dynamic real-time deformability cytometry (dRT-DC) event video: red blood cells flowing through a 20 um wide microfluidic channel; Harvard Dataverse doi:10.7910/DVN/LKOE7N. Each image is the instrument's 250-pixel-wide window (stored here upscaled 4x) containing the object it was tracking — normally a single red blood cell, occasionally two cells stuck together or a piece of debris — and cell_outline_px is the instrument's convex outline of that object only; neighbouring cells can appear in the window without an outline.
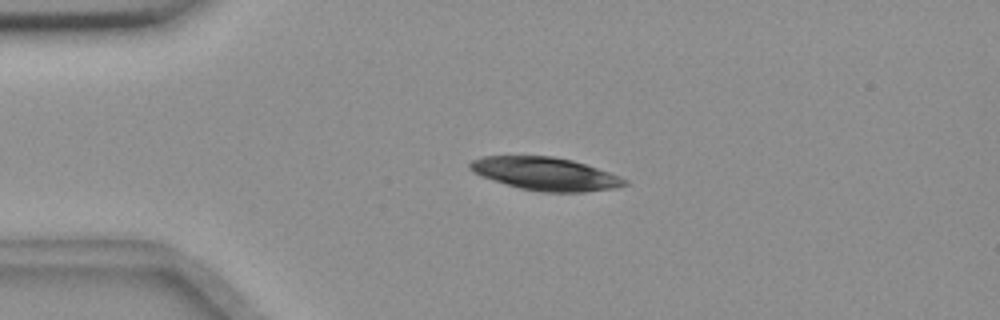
{"species": "common noctule bat (a hibernating species)", "species_latin": "Nyctalus noctula", "temperature_condition": "room temperature", "stored_images_in_passage": 48, "camera_frame_rate_fps": 3000, "um_per_image_px": 0.085, "animal": {"sex": "female", "body_mass_g": 18.4}, "frame": {"image": 1, "passage_image": 12, "time_ms": 3.667, "image_size_px": [1000, 320], "cell_outline_px": [[628, 184], [616, 188], [584, 192], [540, 192], [520, 188], [480, 176], [472, 172], [468, 168], [468, 164], [472, 160], [484, 156], [552, 156], [572, 160], [620, 176], [628, 180]], "centroid_in_image_um": [46.35, 14.78], "position_along_channel_um": 38.7, "area_um2": 29.71}}